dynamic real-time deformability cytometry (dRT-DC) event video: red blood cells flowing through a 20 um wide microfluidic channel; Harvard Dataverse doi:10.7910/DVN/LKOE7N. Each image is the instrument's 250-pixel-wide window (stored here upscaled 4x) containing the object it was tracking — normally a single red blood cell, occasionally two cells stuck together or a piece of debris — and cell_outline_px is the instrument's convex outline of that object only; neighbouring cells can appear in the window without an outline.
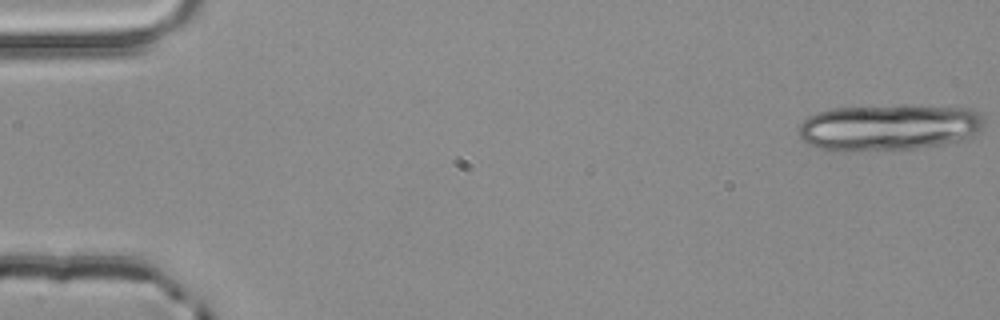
{"species": "common noctule bat (a hibernating species)", "species_latin": "Nyctalus noctula", "temperature_condition": "room temperature", "stored_images_in_passage": 4, "segment_of_instrument_passage": [2, 2], "camera_frame_rate_fps": 3000, "um_per_image_px": 0.085, "animal": {"sex": "male", "body_mass_g": 20.4}, "frame": {"image": 1, "passage_image": 4, "time_ms": 1.0, "image_size_px": [1000, 320], "cell_outline_px": [[984, 124], [980, 132], [964, 140], [944, 144], [916, 148], [848, 152], [820, 148], [808, 144], [800, 136], [796, 128], [808, 116], [816, 112], [832, 108], [900, 104], [912, 104], [972, 108], [980, 112], [984, 116]], "centroid_in_image_um": [75.6, 10.8], "position_along_channel_um": 9.4, "area_um2": 51.5}}